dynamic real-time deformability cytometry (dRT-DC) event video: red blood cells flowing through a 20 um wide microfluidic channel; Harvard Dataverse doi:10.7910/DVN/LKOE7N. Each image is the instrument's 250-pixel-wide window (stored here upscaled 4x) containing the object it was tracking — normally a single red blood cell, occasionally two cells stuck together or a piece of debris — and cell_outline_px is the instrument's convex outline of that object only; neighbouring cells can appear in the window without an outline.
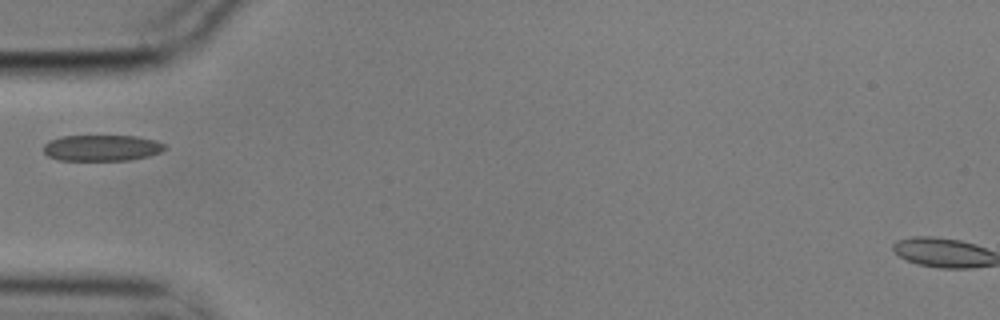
{"species": "common noctule bat (a hibernating species)", "species_latin": "Nyctalus noctula", "temperature_condition": "cold", "stored_images_in_passage": 7, "camera_frame_rate_fps": 3000, "um_per_image_px": 0.085, "animal": {"sex": "male", "body_mass_g": 17.9}, "frame": {"image": 1, "passage_image": 1, "time_ms": 0.0, "image_size_px": [1000, 320], "cell_outline_px": [[168, 148], [160, 152], [148, 156], [128, 160], [60, 160], [48, 156], [44, 152], [44, 144], [48, 140], [64, 136], [136, 136], [156, 140], [164, 144]], "centroid_in_image_um": [8.66, 12.57], "position_along_channel_um": 76.3, "area_um2": 18.44}}
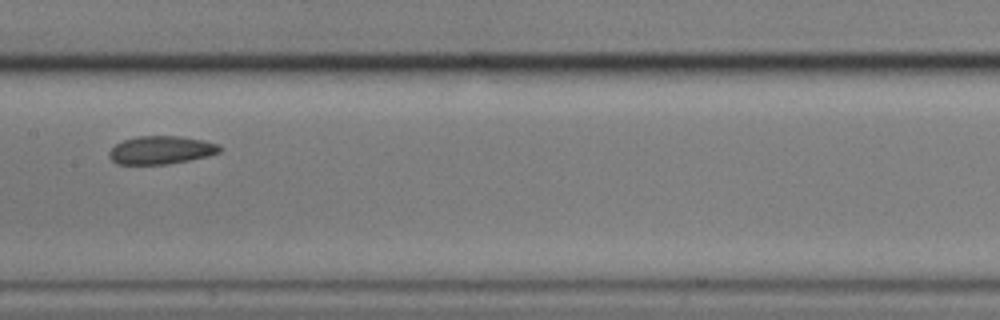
{"frame": {"image": 2, "passage_image": 4, "time_ms": 1.0, "image_size_px": [1000, 320], "cell_outline_px": [[224, 148], [220, 152], [208, 156], [168, 164], [116, 164], [108, 156], [108, 152], [116, 144], [124, 140], [136, 136], [180, 136], [204, 140], [220, 144]], "centroid_in_image_um": [13.72, 12.75], "position_along_channel_um": 193.7, "area_um2": 18.26}}
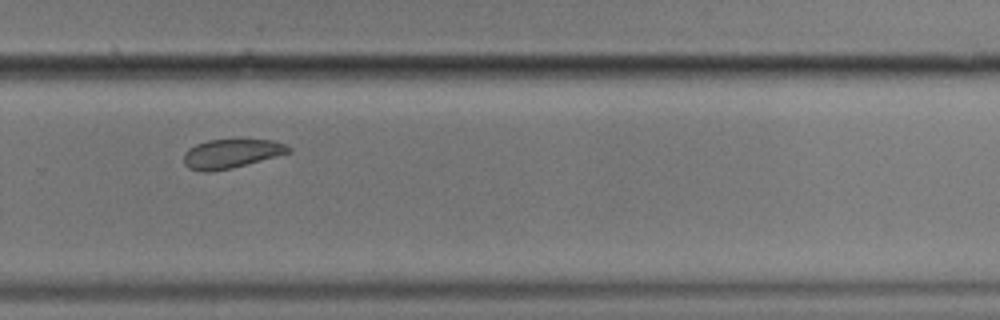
{"frame": {"image": 3, "passage_image": 7, "time_ms": 2.0, "image_size_px": [1000, 320], "cell_outline_px": [[292, 152], [232, 168], [212, 172], [200, 172], [188, 168], [184, 164], [184, 152], [188, 148], [196, 144], [208, 140], [272, 140], [284, 144], [292, 148]], "centroid_in_image_um": [19.63, 13.07], "position_along_channel_um": 310.2, "area_um2": 17.8}}